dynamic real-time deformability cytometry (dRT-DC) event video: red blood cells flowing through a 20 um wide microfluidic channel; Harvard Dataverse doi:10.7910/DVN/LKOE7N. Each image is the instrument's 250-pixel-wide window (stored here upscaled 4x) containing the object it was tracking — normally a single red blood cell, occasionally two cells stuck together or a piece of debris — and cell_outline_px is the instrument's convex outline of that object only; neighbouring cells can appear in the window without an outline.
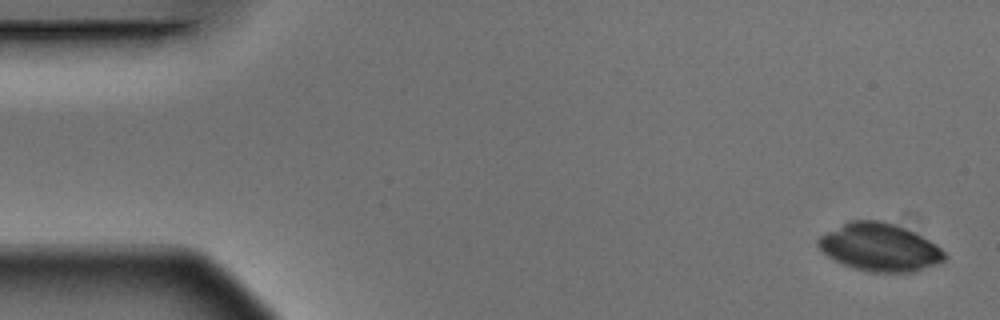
{"species": "Egyptian fruit bat (a non-hibernating species)", "species_latin": "Rousettus aegyptiacus", "temperature_condition": "warm", "stored_images_in_passage": 5, "camera_frame_rate_fps": 3000, "um_per_image_px": 0.085, "animal": {"sex": "male"}, "frame": {"image": 1, "passage_image": 1, "time_ms": 0.0, "image_size_px": [1000, 320], "cell_outline_px": [[948, 256], [944, 260], [936, 264], [912, 272], [868, 272], [852, 268], [828, 256], [816, 244], [816, 240], [820, 236], [852, 220], [880, 220], [904, 228], [936, 244]], "centroid_in_image_um": [74.77, 21.03], "position_along_channel_um": 10.2, "area_um2": 34.68}}